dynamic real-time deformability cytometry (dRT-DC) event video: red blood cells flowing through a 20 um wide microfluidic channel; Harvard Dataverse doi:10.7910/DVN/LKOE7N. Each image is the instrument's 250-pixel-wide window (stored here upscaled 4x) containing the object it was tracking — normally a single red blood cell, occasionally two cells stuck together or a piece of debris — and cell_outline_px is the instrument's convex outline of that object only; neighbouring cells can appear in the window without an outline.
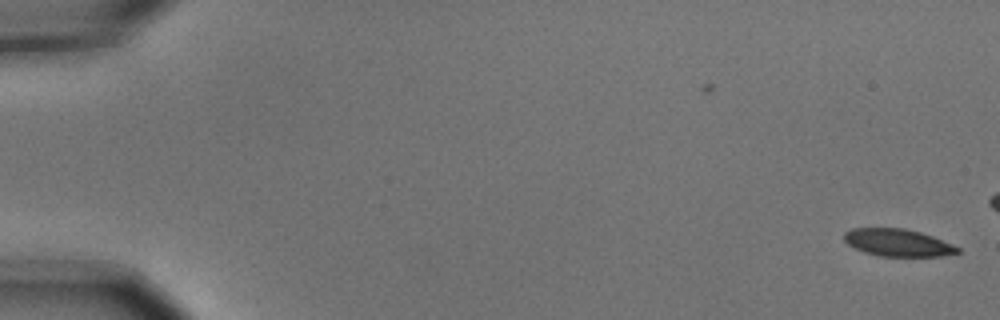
{"species": "common noctule bat (a hibernating species)", "species_latin": "Nyctalus noctula", "temperature_condition": "cold", "stored_images_in_passage": 5, "camera_frame_rate_fps": 3000, "um_per_image_px": 0.085, "animal": {"sex": "male", "body_mass_g": 15.6}, "frame": {"image": 1, "passage_image": 1, "time_ms": 0.0, "image_size_px": [1000, 320], "cell_outline_px": [[960, 252], [940, 256], [880, 256], [864, 252], [848, 244], [844, 240], [844, 232], [852, 228], [904, 228], [920, 232], [932, 236], [960, 248]], "centroid_in_image_um": [76.29, 20.62], "position_along_channel_um": 8.7, "area_um2": 17.92}}